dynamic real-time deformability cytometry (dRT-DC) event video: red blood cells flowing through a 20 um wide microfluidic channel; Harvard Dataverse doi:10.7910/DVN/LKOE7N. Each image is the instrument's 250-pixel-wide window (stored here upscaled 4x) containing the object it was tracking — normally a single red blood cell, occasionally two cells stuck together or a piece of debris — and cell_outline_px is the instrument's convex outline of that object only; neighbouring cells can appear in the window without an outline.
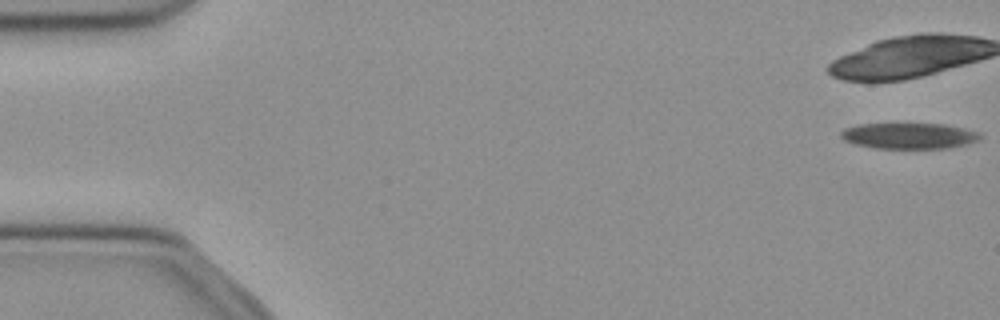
{"species": "common noctule bat (a hibernating species)", "species_latin": "Nyctalus noctula", "temperature_condition": "cold", "stored_images_in_passage": 12, "camera_frame_rate_fps": 3000, "um_per_image_px": 0.085, "animal": {"sex": "female", "body_mass_g": 21.9}, "frame": {"image": 1, "passage_image": 1, "time_ms": 0.0, "image_size_px": [1000, 320], "cell_outline_px": [[984, 136], [980, 140], [968, 144], [948, 148], [876, 148], [852, 144], [844, 140], [840, 136], [840, 132], [844, 128], [856, 124], [944, 124], [964, 128], [980, 132]], "centroid_in_image_um": [77.29, 11.54], "position_along_channel_um": 7.7, "area_um2": 21.27}}